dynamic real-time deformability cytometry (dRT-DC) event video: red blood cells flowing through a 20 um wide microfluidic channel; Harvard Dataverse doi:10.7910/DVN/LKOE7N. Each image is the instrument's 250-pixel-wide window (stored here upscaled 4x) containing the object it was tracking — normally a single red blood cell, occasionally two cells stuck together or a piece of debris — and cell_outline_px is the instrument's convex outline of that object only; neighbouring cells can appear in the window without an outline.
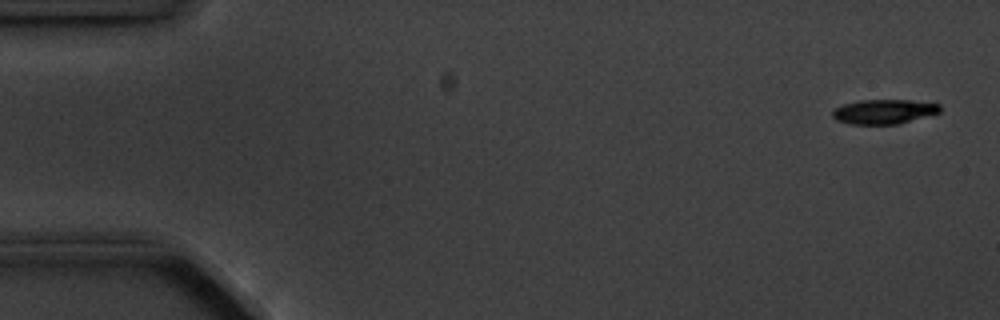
{"species": "common noctule bat (a hibernating species)", "species_latin": "Nyctalus noctula", "temperature_condition": "cold", "stored_images_in_passage": 4, "camera_frame_rate_fps": 3000, "um_per_image_px": 0.085, "animal": {"sex": "male", "body_mass_g": 20.1, "forearm_length_mm": 53.5}, "frame": {"image": 1, "passage_image": 1, "time_ms": 0.0, "image_size_px": [1000, 320], "cell_outline_px": [[940, 112], [896, 124], [852, 124], [836, 120], [832, 116], [832, 112], [836, 108], [844, 104], [860, 100], [912, 100], [940, 104]], "centroid_in_image_um": [75.12, 9.48], "position_along_channel_um": 9.9, "area_um2": 15.14}}
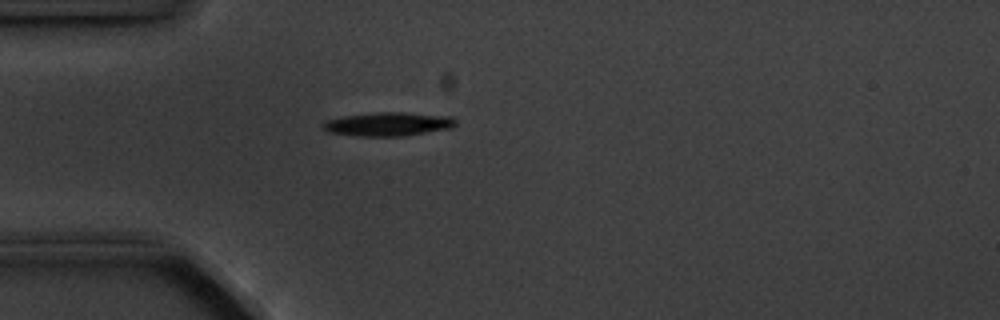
{"frame": {"image": 2, "passage_image": 4, "time_ms": 4.333, "image_size_px": [1000, 320], "cell_outline_px": [[456, 124], [452, 128], [404, 136], [356, 136], [328, 132], [324, 128], [324, 124], [328, 120], [344, 116], [376, 112], [404, 112], [452, 116], [456, 120]], "centroid_in_image_um": [33.06, 10.55], "position_along_channel_um": 51.9, "area_um2": 18.32}}